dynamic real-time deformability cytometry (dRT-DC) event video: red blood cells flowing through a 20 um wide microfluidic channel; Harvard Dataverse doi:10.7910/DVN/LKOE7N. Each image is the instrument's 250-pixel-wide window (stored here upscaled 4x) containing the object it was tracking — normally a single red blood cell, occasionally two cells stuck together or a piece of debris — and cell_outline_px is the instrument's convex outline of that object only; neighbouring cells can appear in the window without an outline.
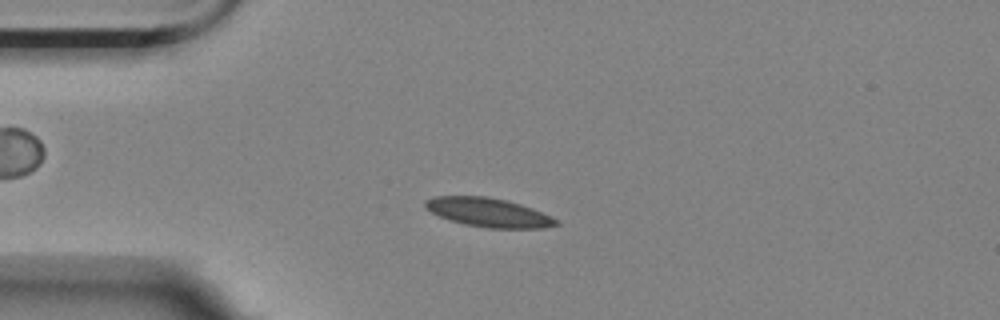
{"species": "Egyptian fruit bat (a non-hibernating species)", "species_latin": "Rousettus aegyptiacus", "temperature_condition": "room temperature", "stored_images_in_passage": 47, "camera_frame_rate_fps": 3000, "um_per_image_px": 0.085, "animal": {"sex": "female"}, "frame": {"image": 1, "passage_image": 4, "time_ms": 1.0, "image_size_px": [1000, 320], "cell_outline_px": [[560, 224], [544, 228], [488, 228], [464, 224], [448, 220], [424, 208], [424, 200], [436, 196], [484, 196], [504, 200], [520, 204], [532, 208], [552, 216], [560, 220]], "centroid_in_image_um": [41.53, 18.06], "position_along_channel_um": 43.5, "area_um2": 22.14}}
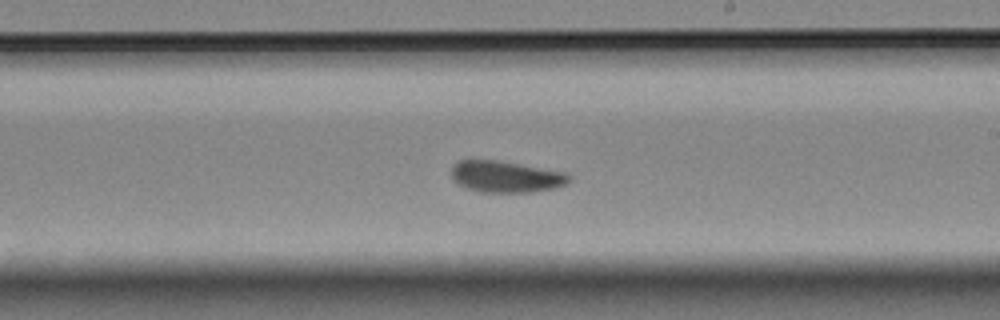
{"frame": {"image": 2, "passage_image": 23, "time_ms": 7.333, "image_size_px": [1000, 320], "cell_outline_px": [[572, 180], [556, 188], [528, 192], [480, 192], [456, 184], [452, 180], [452, 164], [460, 160], [500, 160], [568, 172], [572, 176]], "centroid_in_image_um": [43.02, 15.0], "position_along_channel_um": 246.0, "area_um2": 21.96}}
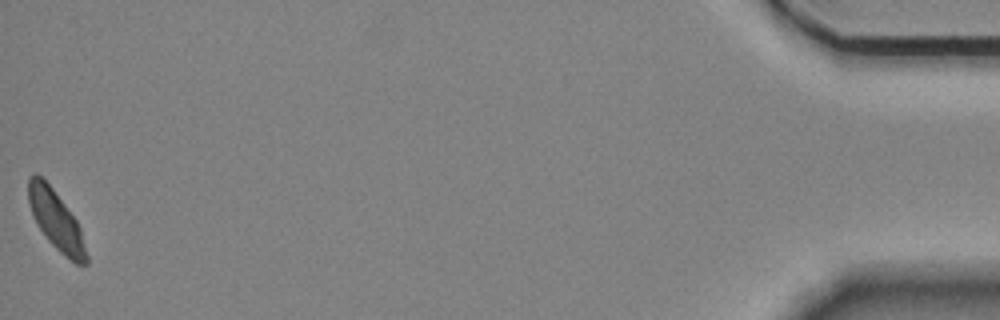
{"frame": {"image": 3, "passage_image": 47, "time_ms": 15.333, "image_size_px": [1000, 320], "cell_outline_px": [[88, 264], [76, 264], [64, 256], [48, 240], [40, 228], [32, 212], [28, 200], [28, 176], [36, 172], [52, 188], [76, 220], [80, 228], [88, 256]], "centroid_in_image_um": [4.77, 18.74], "position_along_channel_um": 430.4, "area_um2": 19.59}, "authors_computed_cell_mechanics": {"area_um2": 21.675, "velocity_mm_per_s": 3.5013, "shape_relaxation_time_tau1_ms": 5.4593, "shape_relaxation_time_tau2_ms": 2.4733, "deformation_change_tau1": 0.0976, "deformation_change_tau2": 0.0566}}